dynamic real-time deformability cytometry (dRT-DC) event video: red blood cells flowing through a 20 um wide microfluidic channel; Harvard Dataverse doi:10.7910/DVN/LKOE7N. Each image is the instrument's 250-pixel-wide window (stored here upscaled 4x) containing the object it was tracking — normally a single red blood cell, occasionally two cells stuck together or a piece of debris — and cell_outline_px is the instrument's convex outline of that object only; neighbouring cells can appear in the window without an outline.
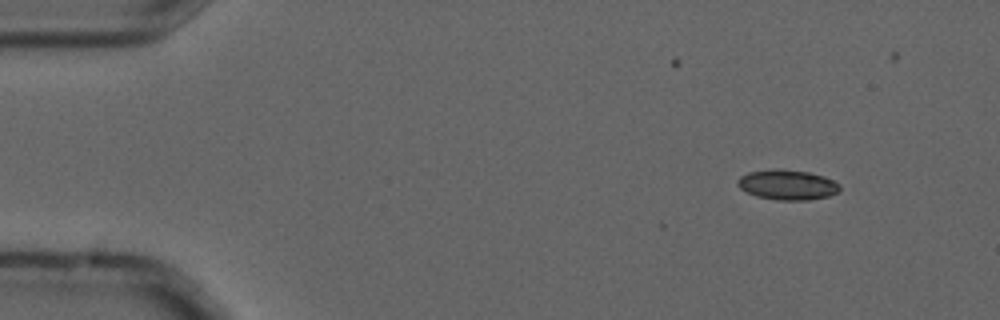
{"species": "common noctule bat (a hibernating species)", "species_latin": "Nyctalus noctula", "temperature_condition": "cold", "stored_images_in_passage": 4, "camera_frame_rate_fps": 3000, "um_per_image_px": 0.085, "animal": {"sex": "male", "forearm_length_mm": 52.5}, "frame": {"image": 1, "passage_image": 1, "time_ms": 0.0, "image_size_px": [1000, 320], "cell_outline_px": [[840, 192], [828, 196], [808, 200], [776, 200], [756, 196], [740, 188], [736, 184], [736, 180], [740, 176], [748, 172], [772, 168], [776, 168], [808, 172], [824, 176], [840, 184]], "centroid_in_image_um": [66.92, 15.7], "position_along_channel_um": 18.1, "area_um2": 18.09}}
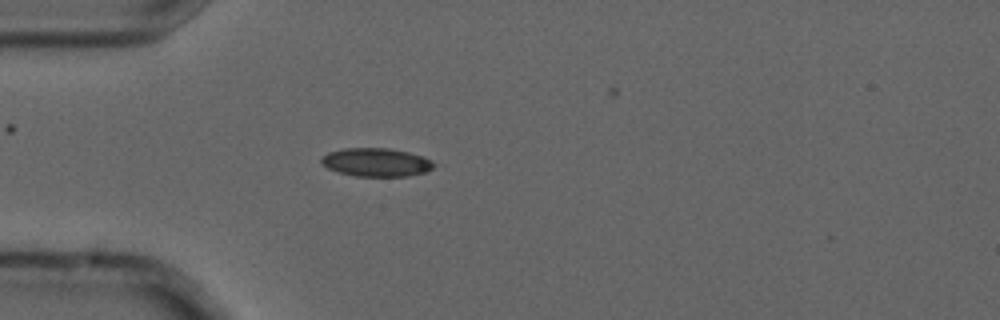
{"frame": {"image": 2, "passage_image": 4, "time_ms": 1.0, "image_size_px": [1000, 320], "cell_outline_px": [[444, 164], [424, 172], [408, 176], [356, 176], [340, 172], [328, 168], [320, 164], [320, 160], [328, 152], [344, 148], [388, 148], [408, 152], [424, 156]], "centroid_in_image_um": [32.08, 13.79], "position_along_channel_um": 52.9, "area_um2": 18.96}}